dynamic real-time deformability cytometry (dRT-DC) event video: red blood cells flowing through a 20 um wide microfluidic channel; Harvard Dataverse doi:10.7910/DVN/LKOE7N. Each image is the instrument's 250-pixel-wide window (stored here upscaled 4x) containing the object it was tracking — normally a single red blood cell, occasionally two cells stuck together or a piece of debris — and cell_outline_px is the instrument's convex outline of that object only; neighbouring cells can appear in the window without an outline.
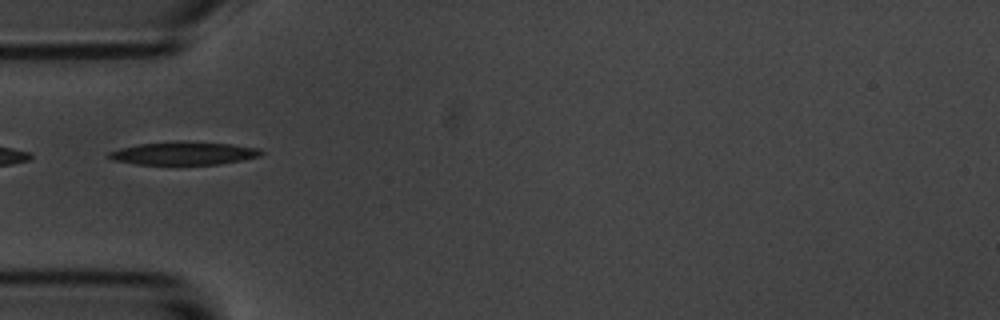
{"species": "common noctule bat (a hibernating species)", "species_latin": "Nyctalus noctula", "temperature_condition": "room temperature", "stored_images_in_passage": 8, "camera_frame_rate_fps": 3000, "um_per_image_px": 0.085, "animal": {"sex": "male", "body_mass_g": 20.1, "forearm_length_mm": 53.5}, "frame": {"image": 1, "passage_image": 5, "time_ms": 4.667, "image_size_px": [1000, 320], "cell_outline_px": [[264, 152], [260, 156], [220, 164], [136, 164], [112, 160], [108, 156], [108, 152], [120, 148], [140, 144], [176, 140], [232, 144], [256, 148]], "centroid_in_image_um": [15.59, 13.02], "position_along_channel_um": 69.4, "area_um2": 20.4}}
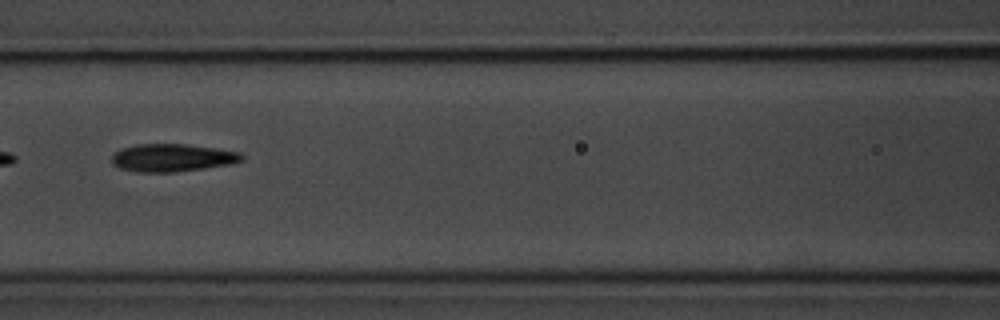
{"frame": {"image": 2, "passage_image": 7, "time_ms": 7.0, "image_size_px": [1000, 320], "cell_outline_px": [[244, 160], [232, 164], [176, 172], [136, 172], [120, 168], [112, 164], [112, 156], [120, 148], [136, 144], [184, 144], [240, 152], [244, 156]], "centroid_in_image_um": [14.63, 13.41], "position_along_channel_um": 152.0, "area_um2": 21.04}}
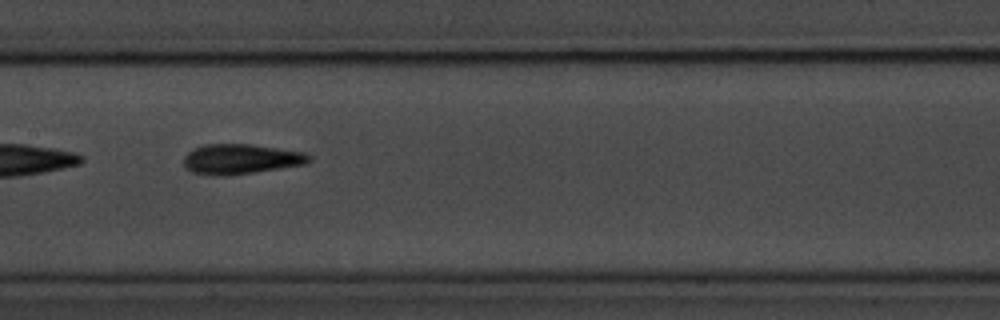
{"frame": {"image": 3, "passage_image": 8, "time_ms": 8.0, "image_size_px": [1000, 320], "cell_outline_px": [[312, 160], [304, 164], [280, 168], [252, 172], [216, 176], [192, 172], [184, 168], [184, 156], [192, 148], [204, 144], [252, 144], [308, 152], [312, 156]], "centroid_in_image_um": [20.48, 13.5], "position_along_channel_um": 186.9, "area_um2": 22.08}}